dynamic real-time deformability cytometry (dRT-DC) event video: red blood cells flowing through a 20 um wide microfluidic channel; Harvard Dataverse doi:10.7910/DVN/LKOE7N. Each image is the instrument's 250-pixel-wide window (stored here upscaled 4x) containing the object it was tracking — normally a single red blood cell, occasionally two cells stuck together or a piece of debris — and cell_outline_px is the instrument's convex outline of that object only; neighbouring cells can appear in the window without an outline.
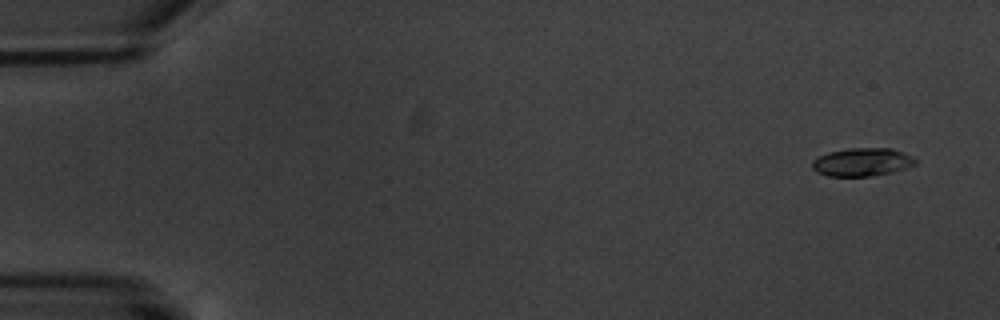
{"species": "common noctule bat (a hibernating species)", "species_latin": "Nyctalus noctula", "temperature_condition": "warm", "stored_images_in_passage": 4, "camera_frame_rate_fps": 3000, "um_per_image_px": 0.085, "animal": {"sex": "male", "body_mass_g": 20.1, "forearm_length_mm": 53.5}, "frame": {"image": 1, "passage_image": 1, "time_ms": 0.0, "image_size_px": [1000, 320], "cell_outline_px": [[916, 164], [892, 172], [872, 176], [828, 176], [816, 172], [812, 168], [812, 160], [828, 152], [848, 148], [892, 148], [904, 152], [912, 156], [916, 160]], "centroid_in_image_um": [73.27, 13.77], "position_along_channel_um": 11.7, "area_um2": 16.99}}